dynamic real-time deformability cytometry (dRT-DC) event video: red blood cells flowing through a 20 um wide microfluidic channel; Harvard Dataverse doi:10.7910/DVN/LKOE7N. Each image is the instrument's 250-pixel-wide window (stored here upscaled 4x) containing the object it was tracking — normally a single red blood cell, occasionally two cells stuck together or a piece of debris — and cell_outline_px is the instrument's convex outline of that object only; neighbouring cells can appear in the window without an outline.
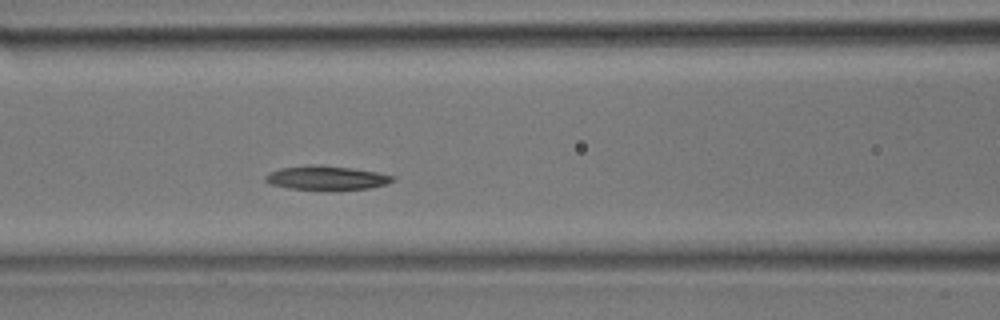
{"species": "common noctule bat (a hibernating species)", "species_latin": "Nyctalus noctula", "temperature_condition": "room temperature", "stored_images_in_passage": 32, "camera_frame_rate_fps": 3000, "um_per_image_px": 0.085, "animal": {"sex": "male", "body_mass_g": 17.9}, "frame": {"image": 1, "passage_image": 11, "time_ms": 3.333, "image_size_px": [1000, 320], "cell_outline_px": [[396, 180], [384, 184], [368, 188], [288, 188], [268, 184], [264, 180], [264, 176], [268, 172], [280, 168], [320, 164], [352, 168], [376, 172], [396, 176]], "centroid_in_image_um": [27.71, 15.08], "position_along_channel_um": 138.9, "area_um2": 17.34}}
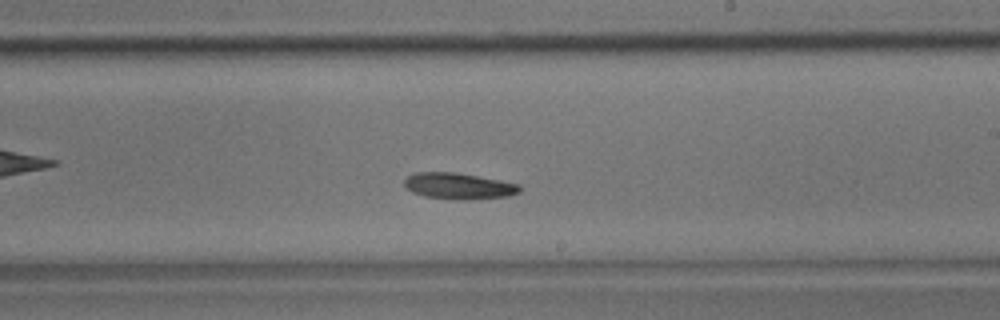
{"frame": {"image": 2, "passage_image": 17, "time_ms": 5.333, "image_size_px": [1000, 320], "cell_outline_px": [[520, 192], [508, 196], [464, 200], [452, 200], [424, 196], [412, 192], [404, 184], [404, 180], [408, 176], [416, 172], [456, 172], [500, 180], [520, 184]], "centroid_in_image_um": [38.99, 15.81], "position_along_channel_um": 250.0, "area_um2": 17.69}}
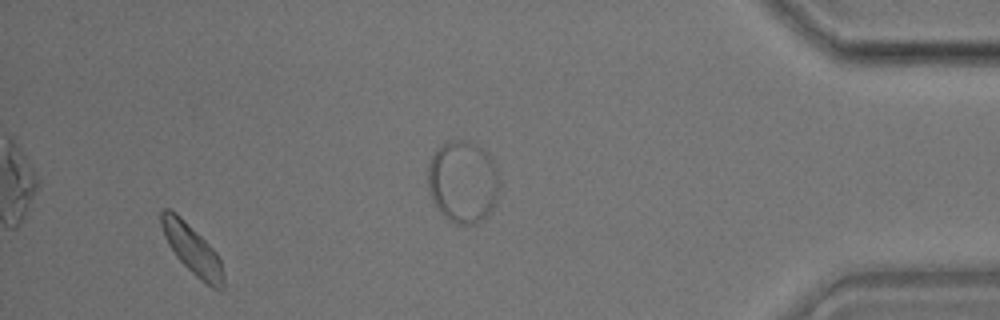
{"frame": {"image": 3, "passage_image": 30, "time_ms": 9.667, "image_size_px": [1000, 320], "cell_outline_px": [[224, 288], [212, 288], [200, 280], [176, 256], [168, 244], [164, 236], [160, 224], [160, 212], [164, 208], [168, 208], [176, 212], [216, 252], [220, 260], [224, 276]], "centroid_in_image_um": [16.31, 21.18], "position_along_channel_um": 418.9, "area_um2": 17.69}}